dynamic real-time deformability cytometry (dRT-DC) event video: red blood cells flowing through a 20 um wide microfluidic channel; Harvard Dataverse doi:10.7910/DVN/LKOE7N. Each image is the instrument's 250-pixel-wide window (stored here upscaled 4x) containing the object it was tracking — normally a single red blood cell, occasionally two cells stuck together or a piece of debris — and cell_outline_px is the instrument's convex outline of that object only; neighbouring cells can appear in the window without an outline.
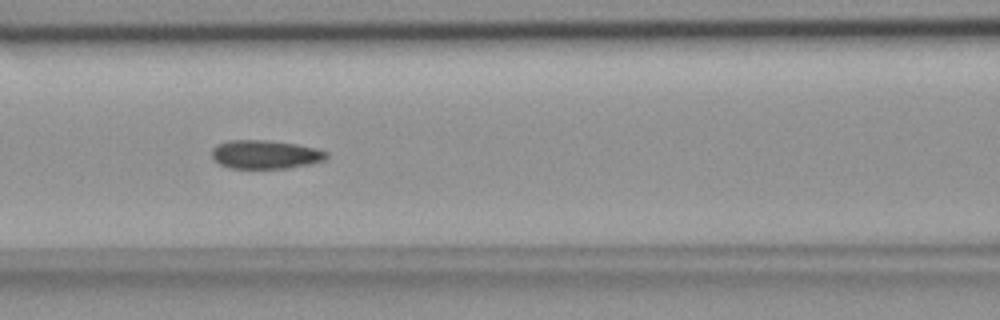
{"species": "common noctule bat (a hibernating species)", "species_latin": "Nyctalus noctula", "temperature_condition": "room temperature", "stored_images_in_passage": 37, "camera_frame_rate_fps": 3000, "um_per_image_px": 0.085, "animal": {"sex": "female", "body_mass_g": 18.4}, "frame": {"image": 1, "passage_image": 7, "time_ms": 2.0, "image_size_px": [1000, 320], "cell_outline_px": [[328, 156], [324, 160], [308, 164], [288, 168], [228, 168], [220, 164], [212, 156], [212, 148], [216, 144], [228, 140], [268, 140], [296, 144], [316, 148], [328, 152]], "centroid_in_image_um": [22.54, 13.12], "position_along_channel_um": 144.1, "area_um2": 19.13}}
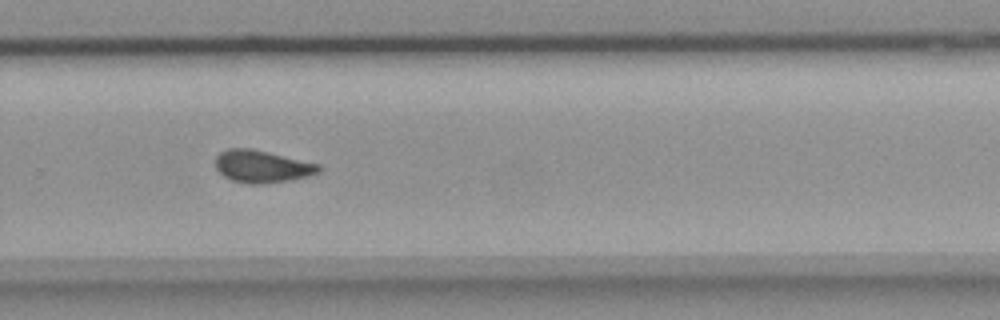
{"frame": {"image": 2, "passage_image": 20, "time_ms": 6.333, "image_size_px": [1000, 320], "cell_outline_px": [[320, 172], [308, 176], [288, 180], [264, 184], [248, 184], [232, 180], [224, 176], [216, 168], [216, 156], [220, 152], [228, 148], [248, 148], [268, 152], [320, 164]], "centroid_in_image_um": [22.26, 14.15], "position_along_channel_um": 307.5, "area_um2": 19.36}}
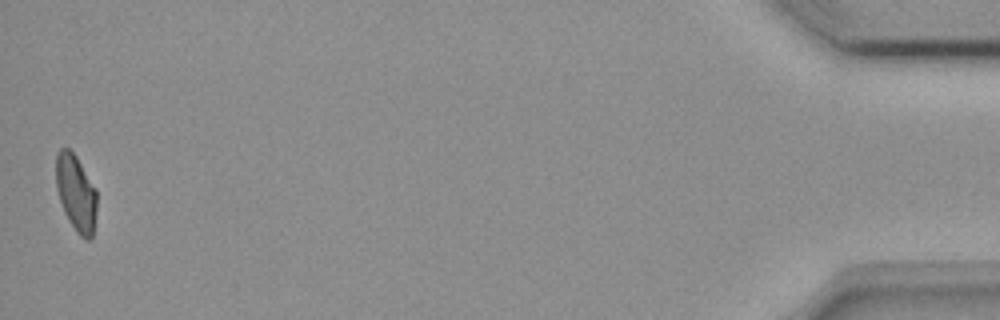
{"frame": {"image": 3, "passage_image": 37, "time_ms": 12.0, "image_size_px": [1000, 320], "cell_outline_px": [[96, 208], [92, 236], [88, 240], [84, 240], [76, 232], [64, 212], [56, 188], [56, 152], [60, 148], [68, 148], [76, 156], [96, 188]], "centroid_in_image_um": [6.45, 16.39], "position_along_channel_um": 428.8, "area_um2": 18.15}, "authors_computed_cell_mechanics": {"area_um2": 19.0162, "velocity_mm_per_s": 3.7938, "shape_relaxation_time_tau1_ms": 6.8979, "shape_relaxation_time_tau2_ms": 1.992, "deformation_change_tau1": 0.1492, "deformation_change_tau2": 0.0699}}